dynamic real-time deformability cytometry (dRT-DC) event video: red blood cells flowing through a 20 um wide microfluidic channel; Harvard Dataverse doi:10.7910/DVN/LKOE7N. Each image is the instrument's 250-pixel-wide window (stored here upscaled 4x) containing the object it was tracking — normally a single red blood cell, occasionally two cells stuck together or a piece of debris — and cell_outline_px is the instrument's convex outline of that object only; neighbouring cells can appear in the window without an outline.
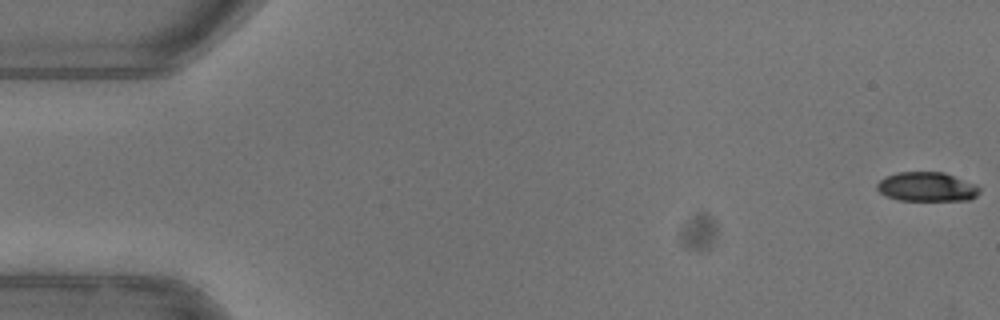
{"species": "common noctule bat (a hibernating species)", "species_latin": "Nyctalus noctula", "temperature_condition": "warm", "stored_images_in_passage": 22, "camera_frame_rate_fps": 3000, "um_per_image_px": 0.085, "animal": {"sex": "female"}, "frame": {"image": 1, "passage_image": 1, "time_ms": 0.0, "image_size_px": [1000, 320], "cell_outline_px": [[980, 192], [976, 196], [968, 200], [900, 200], [884, 196], [876, 188], [876, 184], [884, 176], [896, 172], [944, 172], [976, 184], [980, 188]], "centroid_in_image_um": [78.76, 15.87], "position_along_channel_um": 6.2, "area_um2": 17.63}}
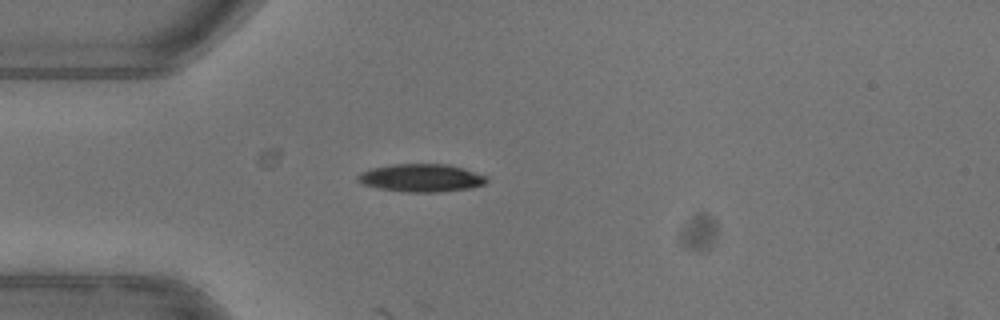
{"frame": {"image": 2, "passage_image": 15, "time_ms": 4.667, "image_size_px": [1000, 320], "cell_outline_px": [[488, 180], [484, 184], [472, 188], [440, 192], [408, 192], [380, 188], [360, 184], [356, 180], [356, 176], [360, 172], [372, 168], [392, 164], [448, 164], [464, 168], [488, 176]], "centroid_in_image_um": [35.81, 15.12], "position_along_channel_um": 49.2, "area_um2": 21.15}}
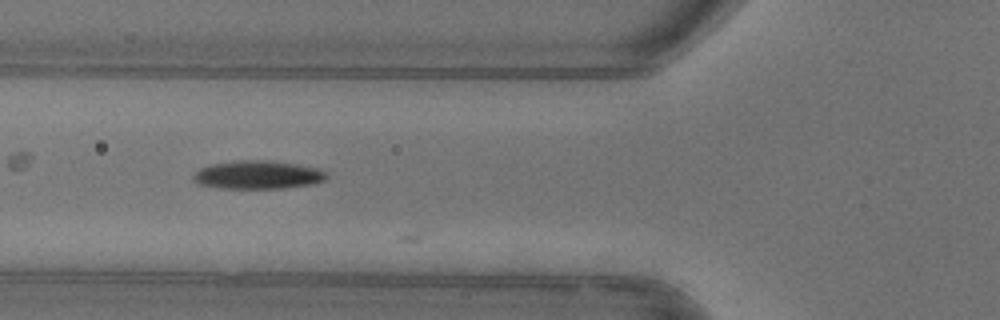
{"frame": {"image": 3, "passage_image": 20, "time_ms": 6.333, "image_size_px": [1000, 320], "cell_outline_px": [[328, 176], [324, 180], [312, 184], [284, 188], [220, 188], [200, 184], [192, 180], [192, 176], [200, 168], [212, 164], [240, 160], [268, 160], [296, 164], [320, 168], [328, 172]], "centroid_in_image_um": [21.95, 14.86], "position_along_channel_um": 103.9, "area_um2": 22.02}}